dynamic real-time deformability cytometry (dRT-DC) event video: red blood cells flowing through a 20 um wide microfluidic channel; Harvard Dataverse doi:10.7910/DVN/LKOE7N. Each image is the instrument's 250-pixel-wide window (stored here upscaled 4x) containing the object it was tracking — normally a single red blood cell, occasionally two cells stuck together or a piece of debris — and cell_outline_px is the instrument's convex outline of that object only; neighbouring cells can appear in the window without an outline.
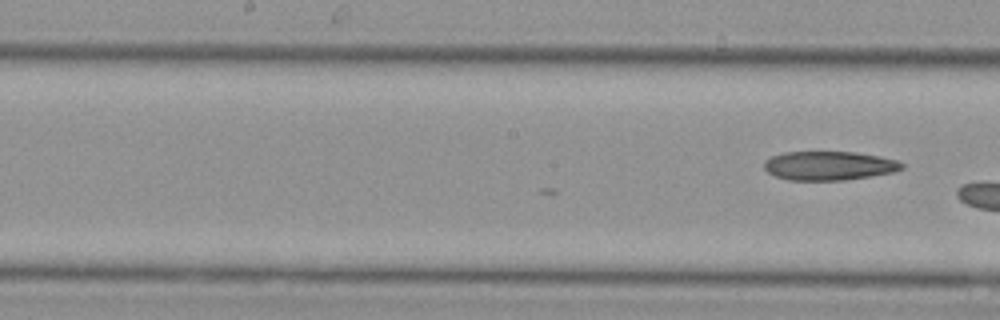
{"species": "Egyptian fruit bat (a non-hibernating species)", "species_latin": "Rousettus aegyptiacus", "temperature_condition": "cold", "stored_images_in_passage": 10, "camera_frame_rate_fps": 3000, "um_per_image_px": 0.085, "animal": {"sex": "female"}, "frame": {"image": 1, "passage_image": 10, "time_ms": 3.0, "image_size_px": [1000, 320], "cell_outline_px": [[904, 168], [892, 172], [844, 180], [788, 180], [776, 176], [768, 172], [764, 168], [764, 160], [772, 156], [784, 152], [856, 152], [880, 156], [896, 160], [904, 164]], "centroid_in_image_um": [70.45, 14.08], "position_along_channel_um": 177.8, "area_um2": 23.12}}